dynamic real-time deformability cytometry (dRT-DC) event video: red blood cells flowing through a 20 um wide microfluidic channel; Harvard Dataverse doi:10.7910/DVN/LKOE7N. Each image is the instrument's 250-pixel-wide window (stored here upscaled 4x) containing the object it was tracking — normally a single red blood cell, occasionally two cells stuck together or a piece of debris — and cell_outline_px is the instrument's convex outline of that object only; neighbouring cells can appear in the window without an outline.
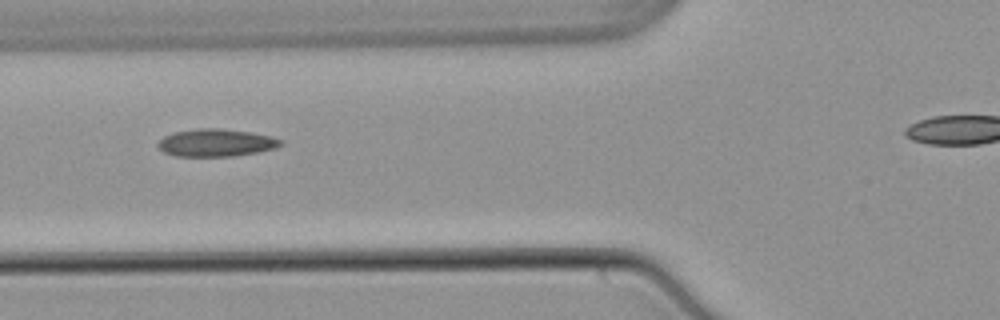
{"species": "common noctule bat (a hibernating species)", "species_latin": "Nyctalus noctula", "temperature_condition": "warm", "stored_images_in_passage": 40, "camera_frame_rate_fps": 3000, "um_per_image_px": 0.085, "animal": {"sex": "male", "body_mass_g": 21.5, "forearm_length_mm": 52.0}, "frame": {"image": 1, "passage_image": 13, "time_ms": 4.0, "image_size_px": [1000, 320], "cell_outline_px": [[284, 144], [276, 148], [236, 156], [176, 156], [164, 152], [156, 144], [164, 136], [172, 132], [200, 128], [220, 128], [252, 132], [272, 136], [284, 140]], "centroid_in_image_um": [18.4, 12.12], "position_along_channel_um": 107.4, "area_um2": 19.88}}
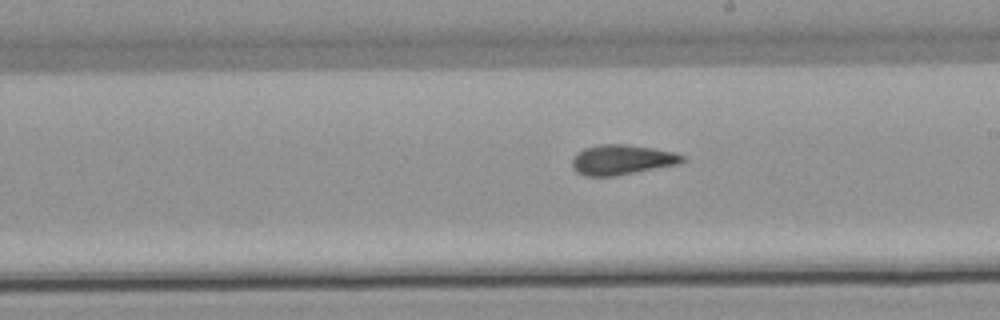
{"frame": {"image": 2, "passage_image": 23, "time_ms": 7.333, "image_size_px": [1000, 320], "cell_outline_px": [[684, 160], [680, 164], [636, 172], [612, 176], [588, 176], [576, 172], [572, 168], [572, 156], [576, 152], [584, 148], [600, 144], [624, 144], [652, 148], [672, 152], [684, 156]], "centroid_in_image_um": [52.81, 13.58], "position_along_channel_um": 236.2, "area_um2": 19.25}}
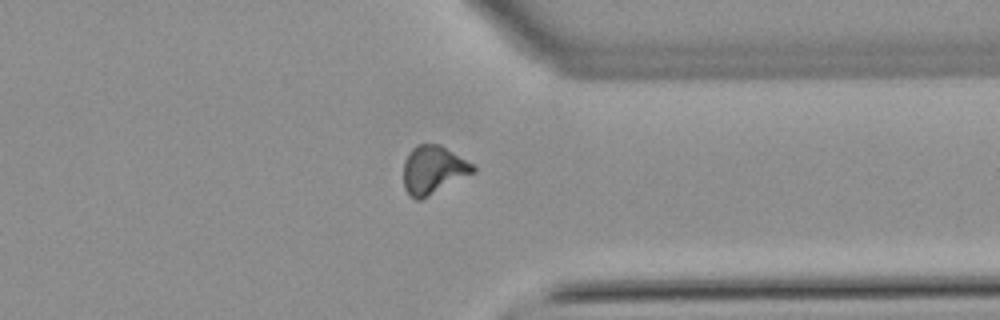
{"frame": {"image": 3, "passage_image": 34, "time_ms": 11.0, "image_size_px": [1000, 320], "cell_outline_px": [[476, 172], [420, 200], [416, 200], [408, 196], [404, 188], [404, 160], [412, 148], [416, 144], [440, 144], [476, 164]], "centroid_in_image_um": [36.85, 14.43], "position_along_channel_um": 374.6, "area_um2": 19.88}, "authors_computed_cell_mechanics": {"area_um2": 19.3341, "velocity_mm_per_s": 3.8654, "shape_relaxation_time_tau1_ms": null, "shape_relaxation_time_tau2_ms": 2.2066, "deformation_change_tau1": null, "deformation_change_tau2": 0.0781}}